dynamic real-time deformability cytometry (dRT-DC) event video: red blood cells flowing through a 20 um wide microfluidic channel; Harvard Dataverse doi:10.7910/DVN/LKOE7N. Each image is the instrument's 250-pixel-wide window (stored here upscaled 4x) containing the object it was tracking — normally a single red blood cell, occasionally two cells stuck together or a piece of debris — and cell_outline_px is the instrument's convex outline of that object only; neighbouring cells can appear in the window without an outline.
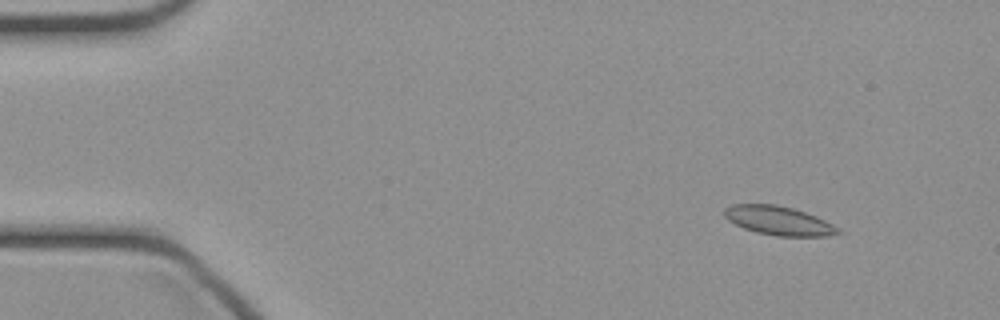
{"species": "common noctule bat (a hibernating species)", "species_latin": "Nyctalus noctula", "temperature_condition": "cold", "stored_images_in_passage": 43, "camera_frame_rate_fps": 3000, "um_per_image_px": 0.085, "animal": {"sex": "female", "body_mass_g": 21.9}, "frame": {"image": 1, "passage_image": 1, "time_ms": 0.0, "image_size_px": [1000, 320], "cell_outline_px": [[844, 232], [828, 236], [776, 236], [756, 232], [744, 228], [728, 220], [724, 216], [724, 208], [732, 204], [776, 204], [792, 208], [816, 216], [832, 224]], "centroid_in_image_um": [66.18, 18.75], "position_along_channel_um": 18.8, "area_um2": 19.13}}
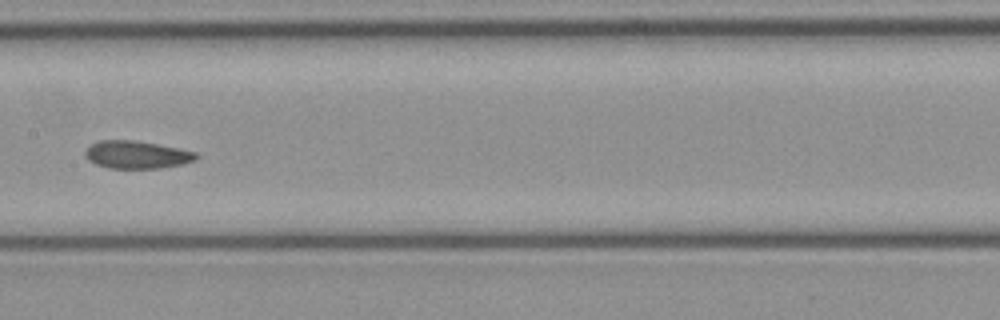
{"frame": {"image": 2, "passage_image": 20, "time_ms": 6.333, "image_size_px": [1000, 320], "cell_outline_px": [[200, 156], [196, 160], [184, 164], [160, 168], [108, 168], [96, 164], [88, 160], [84, 156], [84, 152], [92, 144], [100, 140], [136, 140], [196, 152]], "centroid_in_image_um": [11.63, 13.15], "position_along_channel_um": 195.8, "area_um2": 17.92}}
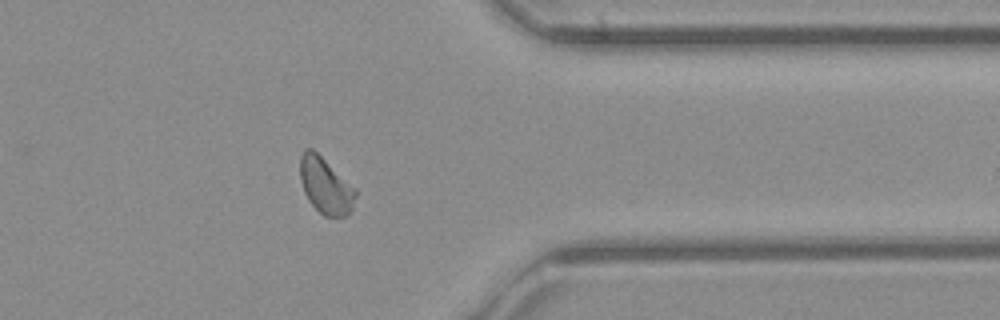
{"frame": {"image": 3, "passage_image": 34, "time_ms": 11.0, "image_size_px": [1000, 320], "cell_outline_px": [[356, 196], [352, 212], [344, 216], [324, 216], [308, 200], [304, 192], [300, 180], [300, 156], [304, 148], [312, 148], [356, 188]], "centroid_in_image_um": [27.67, 15.77], "position_along_channel_um": 383.7, "area_um2": 18.21}}